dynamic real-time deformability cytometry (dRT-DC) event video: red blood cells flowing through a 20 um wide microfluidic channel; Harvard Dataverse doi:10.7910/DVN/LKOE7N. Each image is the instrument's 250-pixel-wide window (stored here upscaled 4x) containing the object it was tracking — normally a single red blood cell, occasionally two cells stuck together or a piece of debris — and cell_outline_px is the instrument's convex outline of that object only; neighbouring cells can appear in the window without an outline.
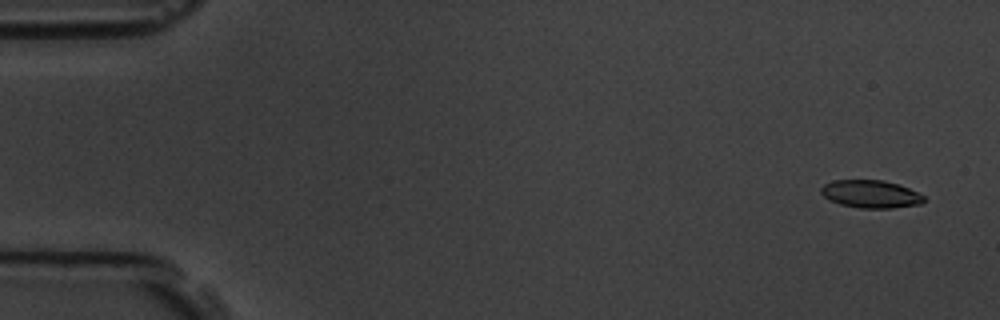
{"species": "common noctule bat (a hibernating species)", "species_latin": "Nyctalus noctula", "temperature_condition": "room temperature", "stored_images_in_passage": 5, "camera_frame_rate_fps": 3000, "um_per_image_px": 0.085, "animal": {"sex": "male", "body_mass_g": 19.5, "forearm_length_mm": 54.6}, "frame": {"image": 1, "passage_image": 1, "time_ms": 0.0, "image_size_px": [1000, 320], "cell_outline_px": [[924, 200], [920, 204], [892, 208], [860, 208], [840, 204], [828, 200], [820, 192], [820, 188], [824, 184], [832, 180], [884, 180], [908, 188], [924, 196]], "centroid_in_image_um": [73.96, 16.49], "position_along_channel_um": 11.0, "area_um2": 16.59}}
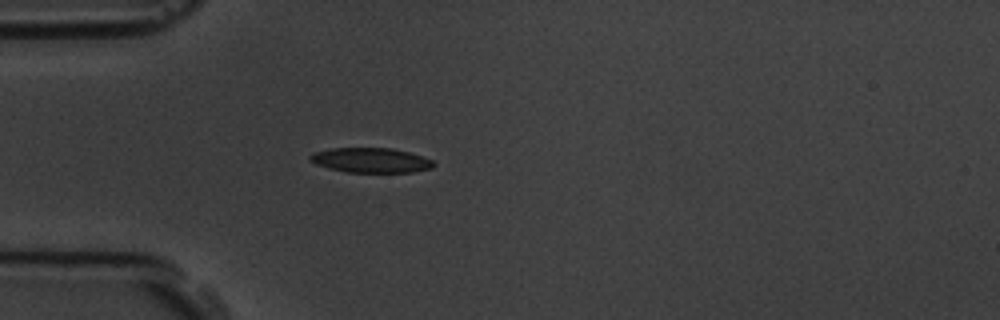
{"frame": {"image": 2, "passage_image": 5, "time_ms": 4.333, "image_size_px": [1000, 320], "cell_outline_px": [[436, 164], [432, 168], [412, 172], [344, 172], [328, 168], [316, 164], [308, 160], [308, 156], [312, 152], [332, 148], [392, 148], [408, 152], [432, 160]], "centroid_in_image_um": [31.47, 13.62], "position_along_channel_um": 53.5, "area_um2": 17.92}}